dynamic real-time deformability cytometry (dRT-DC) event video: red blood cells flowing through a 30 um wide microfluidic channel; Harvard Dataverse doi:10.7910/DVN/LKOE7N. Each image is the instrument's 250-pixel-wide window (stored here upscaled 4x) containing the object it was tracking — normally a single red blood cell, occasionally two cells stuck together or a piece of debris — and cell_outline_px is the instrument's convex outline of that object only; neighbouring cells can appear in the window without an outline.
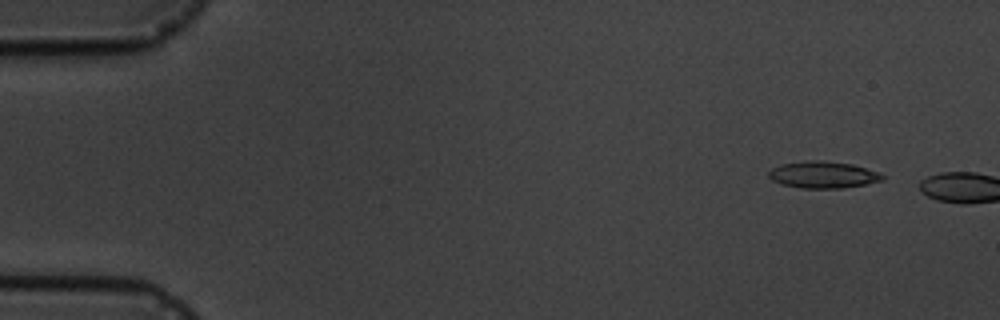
{"species": "common noctule bat (a hibernating species)", "species_latin": "Nyctalus noctula", "temperature_condition": "cold", "stored_images_in_passage": 3, "camera_frame_rate_fps": 3000, "um_per_image_px": 0.085, "animal": {"sex": "male", "body_mass_g": 19.5, "forearm_length_mm": 54.6}, "frame": {"image": 1, "passage_image": 2, "time_ms": 1.333, "image_size_px": [1000, 320], "cell_outline_px": [[884, 180], [864, 184], [840, 188], [800, 188], [780, 184], [772, 180], [768, 176], [768, 172], [772, 168], [780, 164], [808, 160], [824, 160], [852, 164], [876, 172], [884, 176]], "centroid_in_image_um": [69.9, 14.85], "position_along_channel_um": 15.1, "area_um2": 17.69}}